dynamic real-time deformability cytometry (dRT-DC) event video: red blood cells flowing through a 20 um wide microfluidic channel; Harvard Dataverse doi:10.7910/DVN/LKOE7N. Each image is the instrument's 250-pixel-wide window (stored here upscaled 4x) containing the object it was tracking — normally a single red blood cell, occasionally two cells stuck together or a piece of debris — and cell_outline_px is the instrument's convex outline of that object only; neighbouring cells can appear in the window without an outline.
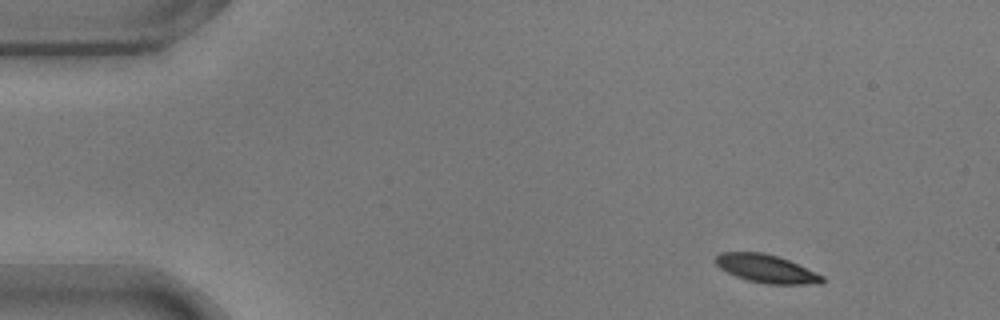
{"species": "common noctule bat (a hibernating species)", "species_latin": "Nyctalus noctula", "temperature_condition": "warm", "stored_images_in_passage": 49, "camera_frame_rate_fps": 3000, "um_per_image_px": 0.085, "animal": {"sex": "male", "body_mass_g": 17.9}, "frame": {"image": 1, "passage_image": 1, "time_ms": 0.0, "image_size_px": [1000, 320], "cell_outline_px": [[824, 280], [820, 284], [768, 284], [748, 280], [736, 276], [720, 268], [716, 264], [716, 256], [720, 252], [764, 252], [788, 260], [824, 276]], "centroid_in_image_um": [65.14, 22.84], "position_along_channel_um": 19.9, "area_um2": 17.28}}
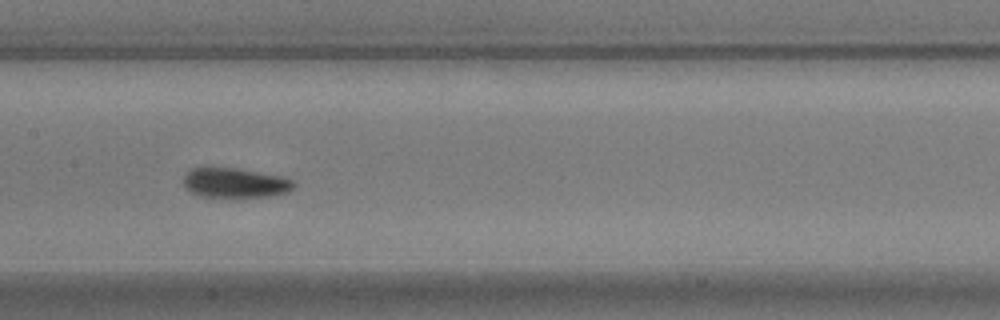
{"frame": {"image": 2, "passage_image": 22, "time_ms": 7.0, "image_size_px": [1000, 320], "cell_outline_px": [[296, 184], [288, 192], [268, 196], [200, 196], [184, 188], [184, 176], [192, 168], [236, 168], [280, 176], [292, 180]], "centroid_in_image_um": [19.97, 15.53], "position_along_channel_um": 187.4, "area_um2": 18.67}}
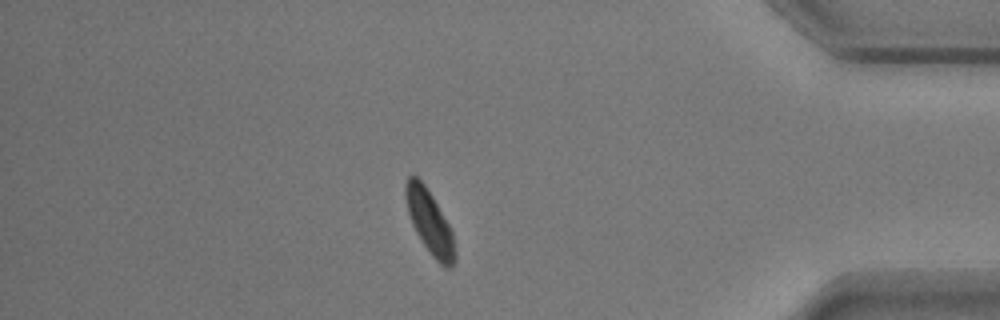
{"frame": {"image": 3, "passage_image": 42, "time_ms": 13.667, "image_size_px": [1000, 320], "cell_outline_px": [[456, 260], [452, 268], [444, 268], [432, 256], [420, 240], [412, 224], [408, 212], [404, 196], [404, 184], [408, 176], [416, 176], [424, 184], [432, 196], [448, 224], [452, 232], [456, 252]], "centroid_in_image_um": [36.51, 18.91], "position_along_channel_um": 398.7, "area_um2": 18.32}, "authors_computed_cell_mechanics": {"area_um2": 18.3226, "velocity_mm_per_s": 3.694, "shape_relaxation_time_tau1_ms": 4.6129, "shape_relaxation_time_tau2_ms": null, "deformation_change_tau1": 0.1871, "deformation_change_tau2": null}}